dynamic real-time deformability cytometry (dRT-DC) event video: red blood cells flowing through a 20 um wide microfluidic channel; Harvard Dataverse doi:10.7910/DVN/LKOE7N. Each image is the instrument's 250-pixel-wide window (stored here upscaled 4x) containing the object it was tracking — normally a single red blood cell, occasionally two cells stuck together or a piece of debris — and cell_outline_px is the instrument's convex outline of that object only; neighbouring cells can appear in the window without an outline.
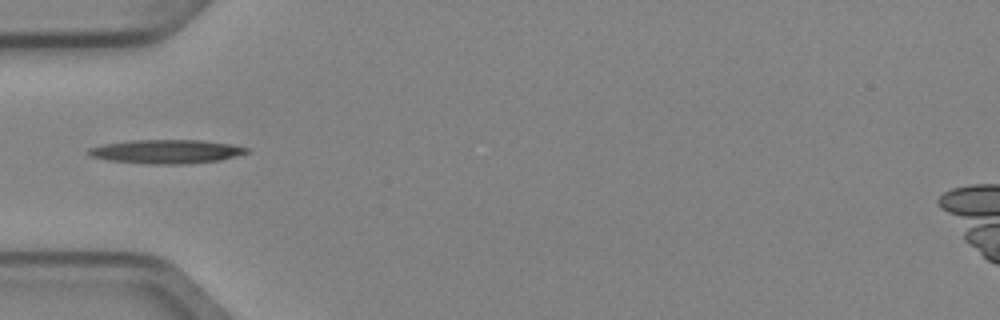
{"species": "Egyptian fruit bat (a non-hibernating species)", "species_latin": "Rousettus aegyptiacus", "temperature_condition": "cold", "stored_images_in_passage": 4, "camera_frame_rate_fps": 3000, "um_per_image_px": 0.085, "animal": {"sex": "female"}, "frame": {"image": 1, "passage_image": 4, "time_ms": 1.0, "image_size_px": [1000, 320], "cell_outline_px": [[252, 152], [220, 160], [184, 164], [148, 164], [108, 160], [88, 156], [84, 152], [88, 148], [104, 144], [132, 140], [200, 140], [232, 144], [248, 148]], "centroid_in_image_um": [14.12, 12.88], "position_along_channel_um": 70.9, "area_um2": 22.2}}